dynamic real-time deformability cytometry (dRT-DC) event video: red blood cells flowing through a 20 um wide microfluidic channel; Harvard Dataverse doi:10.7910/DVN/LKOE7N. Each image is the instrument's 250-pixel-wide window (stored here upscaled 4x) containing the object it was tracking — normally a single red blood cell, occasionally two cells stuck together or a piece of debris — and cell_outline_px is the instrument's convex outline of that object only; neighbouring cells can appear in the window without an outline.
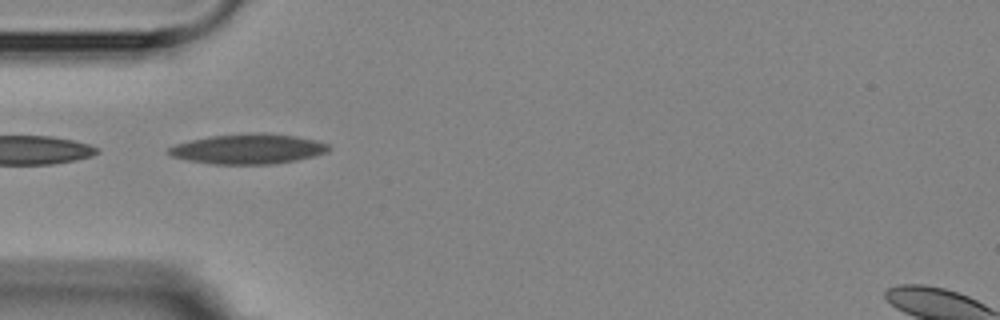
{"species": "Egyptian fruit bat (a non-hibernating species)", "species_latin": "Rousettus aegyptiacus", "temperature_condition": "room temperature", "stored_images_in_passage": 2, "camera_frame_rate_fps": 3000, "um_per_image_px": 0.085, "animal": {"sex": "female"}, "frame": {"image": 1, "passage_image": 1, "time_ms": 0.0, "image_size_px": [1000, 320], "cell_outline_px": [[332, 148], [328, 152], [296, 160], [272, 164], [212, 164], [188, 160], [172, 156], [168, 152], [168, 148], [176, 144], [208, 136], [248, 132], [264, 132], [296, 136], [316, 140], [328, 144]], "centroid_in_image_um": [21.12, 12.64], "position_along_channel_um": 63.9, "area_um2": 28.15}}
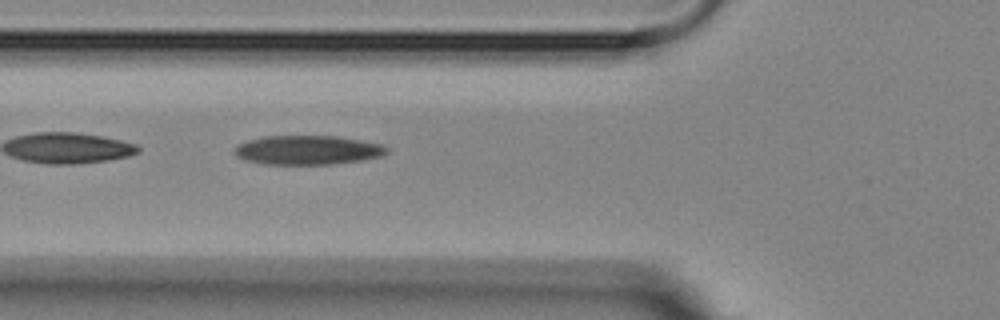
{"frame": {"image": 2, "passage_image": 2, "time_ms": 1.0, "image_size_px": [1000, 320], "cell_outline_px": [[388, 152], [380, 156], [360, 160], [332, 164], [264, 164], [244, 160], [236, 156], [236, 148], [240, 144], [248, 140], [264, 136], [336, 136], [380, 144], [388, 148]], "centroid_in_image_um": [26.13, 12.76], "position_along_channel_um": 99.7, "area_um2": 25.55}}